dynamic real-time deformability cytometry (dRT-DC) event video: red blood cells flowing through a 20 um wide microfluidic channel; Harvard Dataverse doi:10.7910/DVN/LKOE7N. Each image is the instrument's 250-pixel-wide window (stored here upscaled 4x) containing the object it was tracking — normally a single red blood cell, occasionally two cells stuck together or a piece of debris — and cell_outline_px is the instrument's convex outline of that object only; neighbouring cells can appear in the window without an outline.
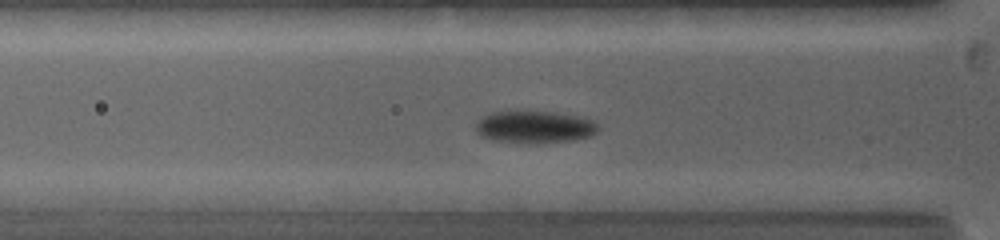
{"species": "common noctule bat (a hibernating species)", "species_latin": "Nyctalus noctula", "temperature_condition": "warm", "stored_images_in_passage": 84, "camera_frame_rate_fps": 5000, "um_per_image_px": 0.085, "animal": {"sex": "female", "body_mass_g": 19.0, "forearm_length_mm": 53.3}, "frame": {"image": 1, "passage_image": 19, "time_ms": 3.2, "image_size_px": [1000, 240], "cell_outline_px": [[600, 128], [592, 136], [572, 140], [536, 144], [532, 144], [492, 140], [480, 136], [476, 132], [476, 120], [480, 116], [492, 112], [528, 108], [556, 112], [576, 116], [592, 120]], "centroid_in_image_um": [45.37, 10.76], "position_along_channel_um": 80.4, "area_um2": 24.1}}
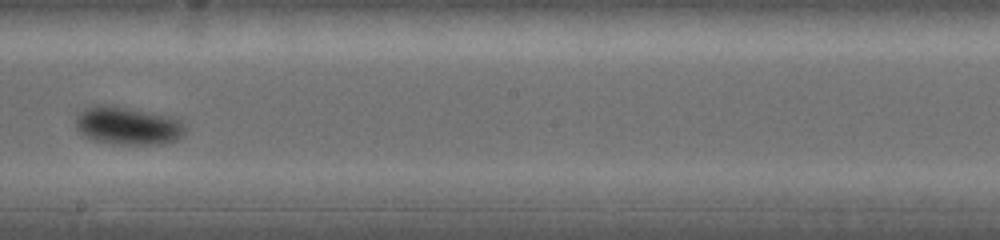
{"frame": {"image": 2, "passage_image": 41, "time_ms": 7.2, "image_size_px": [1000, 240], "cell_outline_px": [[184, 136], [176, 140], [160, 144], [112, 144], [92, 140], [76, 132], [76, 116], [84, 108], [96, 104], [112, 104], [148, 112], [180, 120], [184, 128]], "centroid_in_image_um": [10.77, 10.69], "position_along_channel_um": 237.4, "area_um2": 24.39}}
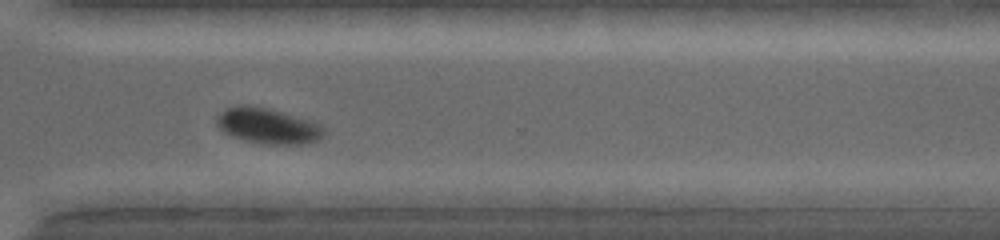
{"frame": {"image": 3, "passage_image": 60, "time_ms": 10.0, "image_size_px": [1000, 240], "cell_outline_px": [[324, 136], [308, 144], [268, 144], [244, 140], [232, 136], [224, 132], [216, 124], [216, 116], [224, 108], [236, 104], [244, 104], [268, 108], [312, 120], [320, 124], [324, 128]], "centroid_in_image_um": [22.75, 10.68], "position_along_channel_um": 347.8, "area_um2": 22.54}, "authors_computed_cell_mechanics": {"area_um2": 22.4553, "velocity_mm_per_s": 3.9356, "shape_relaxation_time_tau1_ms": 3.7401, "shape_relaxation_time_tau2_ms": null, "deformation_change_tau1": 0.1407, "deformation_change_tau2": null}}